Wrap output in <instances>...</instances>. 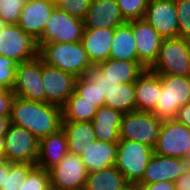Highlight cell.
<instances>
[{
    "instance_id": "obj_42",
    "label": "cell",
    "mask_w": 190,
    "mask_h": 190,
    "mask_svg": "<svg viewBox=\"0 0 190 190\" xmlns=\"http://www.w3.org/2000/svg\"><path fill=\"white\" fill-rule=\"evenodd\" d=\"M175 190H190V172L175 181Z\"/></svg>"
},
{
    "instance_id": "obj_34",
    "label": "cell",
    "mask_w": 190,
    "mask_h": 190,
    "mask_svg": "<svg viewBox=\"0 0 190 190\" xmlns=\"http://www.w3.org/2000/svg\"><path fill=\"white\" fill-rule=\"evenodd\" d=\"M27 0H0V17L7 24H17Z\"/></svg>"
},
{
    "instance_id": "obj_19",
    "label": "cell",
    "mask_w": 190,
    "mask_h": 190,
    "mask_svg": "<svg viewBox=\"0 0 190 190\" xmlns=\"http://www.w3.org/2000/svg\"><path fill=\"white\" fill-rule=\"evenodd\" d=\"M136 110L153 112L160 99L162 84L160 75L146 69L134 83Z\"/></svg>"
},
{
    "instance_id": "obj_35",
    "label": "cell",
    "mask_w": 190,
    "mask_h": 190,
    "mask_svg": "<svg viewBox=\"0 0 190 190\" xmlns=\"http://www.w3.org/2000/svg\"><path fill=\"white\" fill-rule=\"evenodd\" d=\"M92 0H59L56 7L66 13L85 20Z\"/></svg>"
},
{
    "instance_id": "obj_20",
    "label": "cell",
    "mask_w": 190,
    "mask_h": 190,
    "mask_svg": "<svg viewBox=\"0 0 190 190\" xmlns=\"http://www.w3.org/2000/svg\"><path fill=\"white\" fill-rule=\"evenodd\" d=\"M113 28L85 29L82 45L92 66L99 65L110 58Z\"/></svg>"
},
{
    "instance_id": "obj_41",
    "label": "cell",
    "mask_w": 190,
    "mask_h": 190,
    "mask_svg": "<svg viewBox=\"0 0 190 190\" xmlns=\"http://www.w3.org/2000/svg\"><path fill=\"white\" fill-rule=\"evenodd\" d=\"M175 120L190 129V102L179 108Z\"/></svg>"
},
{
    "instance_id": "obj_24",
    "label": "cell",
    "mask_w": 190,
    "mask_h": 190,
    "mask_svg": "<svg viewBox=\"0 0 190 190\" xmlns=\"http://www.w3.org/2000/svg\"><path fill=\"white\" fill-rule=\"evenodd\" d=\"M138 62L145 70L147 69L139 60L135 37L129 22L116 27L111 42L110 58Z\"/></svg>"
},
{
    "instance_id": "obj_3",
    "label": "cell",
    "mask_w": 190,
    "mask_h": 190,
    "mask_svg": "<svg viewBox=\"0 0 190 190\" xmlns=\"http://www.w3.org/2000/svg\"><path fill=\"white\" fill-rule=\"evenodd\" d=\"M149 70L158 75L190 77V39H163L158 57Z\"/></svg>"
},
{
    "instance_id": "obj_27",
    "label": "cell",
    "mask_w": 190,
    "mask_h": 190,
    "mask_svg": "<svg viewBox=\"0 0 190 190\" xmlns=\"http://www.w3.org/2000/svg\"><path fill=\"white\" fill-rule=\"evenodd\" d=\"M129 184L121 171L114 165L88 173L85 190H123Z\"/></svg>"
},
{
    "instance_id": "obj_25",
    "label": "cell",
    "mask_w": 190,
    "mask_h": 190,
    "mask_svg": "<svg viewBox=\"0 0 190 190\" xmlns=\"http://www.w3.org/2000/svg\"><path fill=\"white\" fill-rule=\"evenodd\" d=\"M104 77L115 81L116 84L135 83L145 69L135 61L108 59L96 65Z\"/></svg>"
},
{
    "instance_id": "obj_39",
    "label": "cell",
    "mask_w": 190,
    "mask_h": 190,
    "mask_svg": "<svg viewBox=\"0 0 190 190\" xmlns=\"http://www.w3.org/2000/svg\"><path fill=\"white\" fill-rule=\"evenodd\" d=\"M15 94L0 85V116H9Z\"/></svg>"
},
{
    "instance_id": "obj_13",
    "label": "cell",
    "mask_w": 190,
    "mask_h": 190,
    "mask_svg": "<svg viewBox=\"0 0 190 190\" xmlns=\"http://www.w3.org/2000/svg\"><path fill=\"white\" fill-rule=\"evenodd\" d=\"M143 19L163 39L179 37L175 0H149Z\"/></svg>"
},
{
    "instance_id": "obj_38",
    "label": "cell",
    "mask_w": 190,
    "mask_h": 190,
    "mask_svg": "<svg viewBox=\"0 0 190 190\" xmlns=\"http://www.w3.org/2000/svg\"><path fill=\"white\" fill-rule=\"evenodd\" d=\"M179 37L190 39V0H175Z\"/></svg>"
},
{
    "instance_id": "obj_29",
    "label": "cell",
    "mask_w": 190,
    "mask_h": 190,
    "mask_svg": "<svg viewBox=\"0 0 190 190\" xmlns=\"http://www.w3.org/2000/svg\"><path fill=\"white\" fill-rule=\"evenodd\" d=\"M105 106L119 110L123 114L136 111L134 83L117 84L106 96Z\"/></svg>"
},
{
    "instance_id": "obj_11",
    "label": "cell",
    "mask_w": 190,
    "mask_h": 190,
    "mask_svg": "<svg viewBox=\"0 0 190 190\" xmlns=\"http://www.w3.org/2000/svg\"><path fill=\"white\" fill-rule=\"evenodd\" d=\"M39 140L28 130L11 124L5 135V158L9 163L36 165Z\"/></svg>"
},
{
    "instance_id": "obj_22",
    "label": "cell",
    "mask_w": 190,
    "mask_h": 190,
    "mask_svg": "<svg viewBox=\"0 0 190 190\" xmlns=\"http://www.w3.org/2000/svg\"><path fill=\"white\" fill-rule=\"evenodd\" d=\"M123 113L108 106L97 109L91 121L98 141L117 144Z\"/></svg>"
},
{
    "instance_id": "obj_21",
    "label": "cell",
    "mask_w": 190,
    "mask_h": 190,
    "mask_svg": "<svg viewBox=\"0 0 190 190\" xmlns=\"http://www.w3.org/2000/svg\"><path fill=\"white\" fill-rule=\"evenodd\" d=\"M67 153V138L61 128L57 132L39 139L36 166L48 171L50 168L59 164Z\"/></svg>"
},
{
    "instance_id": "obj_9",
    "label": "cell",
    "mask_w": 190,
    "mask_h": 190,
    "mask_svg": "<svg viewBox=\"0 0 190 190\" xmlns=\"http://www.w3.org/2000/svg\"><path fill=\"white\" fill-rule=\"evenodd\" d=\"M38 49L37 41L17 24H8L0 32V55L18 64L37 57Z\"/></svg>"
},
{
    "instance_id": "obj_2",
    "label": "cell",
    "mask_w": 190,
    "mask_h": 190,
    "mask_svg": "<svg viewBox=\"0 0 190 190\" xmlns=\"http://www.w3.org/2000/svg\"><path fill=\"white\" fill-rule=\"evenodd\" d=\"M38 56L47 65L57 67L76 78L85 76L92 67L82 42L41 43Z\"/></svg>"
},
{
    "instance_id": "obj_26",
    "label": "cell",
    "mask_w": 190,
    "mask_h": 190,
    "mask_svg": "<svg viewBox=\"0 0 190 190\" xmlns=\"http://www.w3.org/2000/svg\"><path fill=\"white\" fill-rule=\"evenodd\" d=\"M68 144V152L81 155V150L96 141L95 131L91 122H62Z\"/></svg>"
},
{
    "instance_id": "obj_6",
    "label": "cell",
    "mask_w": 190,
    "mask_h": 190,
    "mask_svg": "<svg viewBox=\"0 0 190 190\" xmlns=\"http://www.w3.org/2000/svg\"><path fill=\"white\" fill-rule=\"evenodd\" d=\"M163 120L152 112L131 111L123 114L119 131L120 140H132L154 148Z\"/></svg>"
},
{
    "instance_id": "obj_23",
    "label": "cell",
    "mask_w": 190,
    "mask_h": 190,
    "mask_svg": "<svg viewBox=\"0 0 190 190\" xmlns=\"http://www.w3.org/2000/svg\"><path fill=\"white\" fill-rule=\"evenodd\" d=\"M117 144L94 141L81 150V159L88 171L92 173L115 165Z\"/></svg>"
},
{
    "instance_id": "obj_36",
    "label": "cell",
    "mask_w": 190,
    "mask_h": 190,
    "mask_svg": "<svg viewBox=\"0 0 190 190\" xmlns=\"http://www.w3.org/2000/svg\"><path fill=\"white\" fill-rule=\"evenodd\" d=\"M18 63L0 55V85L12 90L15 84Z\"/></svg>"
},
{
    "instance_id": "obj_17",
    "label": "cell",
    "mask_w": 190,
    "mask_h": 190,
    "mask_svg": "<svg viewBox=\"0 0 190 190\" xmlns=\"http://www.w3.org/2000/svg\"><path fill=\"white\" fill-rule=\"evenodd\" d=\"M55 8L56 4L48 0H27L17 25L38 41Z\"/></svg>"
},
{
    "instance_id": "obj_18",
    "label": "cell",
    "mask_w": 190,
    "mask_h": 190,
    "mask_svg": "<svg viewBox=\"0 0 190 190\" xmlns=\"http://www.w3.org/2000/svg\"><path fill=\"white\" fill-rule=\"evenodd\" d=\"M124 23L116 0H92L84 20L85 29H115Z\"/></svg>"
},
{
    "instance_id": "obj_49",
    "label": "cell",
    "mask_w": 190,
    "mask_h": 190,
    "mask_svg": "<svg viewBox=\"0 0 190 190\" xmlns=\"http://www.w3.org/2000/svg\"><path fill=\"white\" fill-rule=\"evenodd\" d=\"M48 1L53 2V3L56 4L59 0H48Z\"/></svg>"
},
{
    "instance_id": "obj_48",
    "label": "cell",
    "mask_w": 190,
    "mask_h": 190,
    "mask_svg": "<svg viewBox=\"0 0 190 190\" xmlns=\"http://www.w3.org/2000/svg\"><path fill=\"white\" fill-rule=\"evenodd\" d=\"M123 190H136L135 185H128L125 189Z\"/></svg>"
},
{
    "instance_id": "obj_44",
    "label": "cell",
    "mask_w": 190,
    "mask_h": 190,
    "mask_svg": "<svg viewBox=\"0 0 190 190\" xmlns=\"http://www.w3.org/2000/svg\"><path fill=\"white\" fill-rule=\"evenodd\" d=\"M9 169V162L6 161H0V187L3 184V181L5 180V174L8 173Z\"/></svg>"
},
{
    "instance_id": "obj_1",
    "label": "cell",
    "mask_w": 190,
    "mask_h": 190,
    "mask_svg": "<svg viewBox=\"0 0 190 190\" xmlns=\"http://www.w3.org/2000/svg\"><path fill=\"white\" fill-rule=\"evenodd\" d=\"M9 118L11 124L28 130L39 140L62 128V107L15 96Z\"/></svg>"
},
{
    "instance_id": "obj_30",
    "label": "cell",
    "mask_w": 190,
    "mask_h": 190,
    "mask_svg": "<svg viewBox=\"0 0 190 190\" xmlns=\"http://www.w3.org/2000/svg\"><path fill=\"white\" fill-rule=\"evenodd\" d=\"M35 166L26 163H9L8 173L5 174L0 190H20L28 173Z\"/></svg>"
},
{
    "instance_id": "obj_37",
    "label": "cell",
    "mask_w": 190,
    "mask_h": 190,
    "mask_svg": "<svg viewBox=\"0 0 190 190\" xmlns=\"http://www.w3.org/2000/svg\"><path fill=\"white\" fill-rule=\"evenodd\" d=\"M92 83L99 88L101 92V100H105L110 91L117 86L115 81L104 77L102 71L97 66H92L85 75Z\"/></svg>"
},
{
    "instance_id": "obj_16",
    "label": "cell",
    "mask_w": 190,
    "mask_h": 190,
    "mask_svg": "<svg viewBox=\"0 0 190 190\" xmlns=\"http://www.w3.org/2000/svg\"><path fill=\"white\" fill-rule=\"evenodd\" d=\"M135 37L138 60L149 69L156 61L163 38L144 19L129 21Z\"/></svg>"
},
{
    "instance_id": "obj_32",
    "label": "cell",
    "mask_w": 190,
    "mask_h": 190,
    "mask_svg": "<svg viewBox=\"0 0 190 190\" xmlns=\"http://www.w3.org/2000/svg\"><path fill=\"white\" fill-rule=\"evenodd\" d=\"M126 22L143 19L149 0H116Z\"/></svg>"
},
{
    "instance_id": "obj_33",
    "label": "cell",
    "mask_w": 190,
    "mask_h": 190,
    "mask_svg": "<svg viewBox=\"0 0 190 190\" xmlns=\"http://www.w3.org/2000/svg\"><path fill=\"white\" fill-rule=\"evenodd\" d=\"M49 184V172L35 166L28 173L20 190H45Z\"/></svg>"
},
{
    "instance_id": "obj_47",
    "label": "cell",
    "mask_w": 190,
    "mask_h": 190,
    "mask_svg": "<svg viewBox=\"0 0 190 190\" xmlns=\"http://www.w3.org/2000/svg\"><path fill=\"white\" fill-rule=\"evenodd\" d=\"M45 190H60V189L49 184Z\"/></svg>"
},
{
    "instance_id": "obj_40",
    "label": "cell",
    "mask_w": 190,
    "mask_h": 190,
    "mask_svg": "<svg viewBox=\"0 0 190 190\" xmlns=\"http://www.w3.org/2000/svg\"><path fill=\"white\" fill-rule=\"evenodd\" d=\"M136 190H175V182L160 181L152 184H137Z\"/></svg>"
},
{
    "instance_id": "obj_31",
    "label": "cell",
    "mask_w": 190,
    "mask_h": 190,
    "mask_svg": "<svg viewBox=\"0 0 190 190\" xmlns=\"http://www.w3.org/2000/svg\"><path fill=\"white\" fill-rule=\"evenodd\" d=\"M74 92L80 96L83 101L92 103L97 109L105 105V100H101V92L86 76L76 79Z\"/></svg>"
},
{
    "instance_id": "obj_5",
    "label": "cell",
    "mask_w": 190,
    "mask_h": 190,
    "mask_svg": "<svg viewBox=\"0 0 190 190\" xmlns=\"http://www.w3.org/2000/svg\"><path fill=\"white\" fill-rule=\"evenodd\" d=\"M162 92L152 112L162 120L175 119L179 108L190 102V77L160 75Z\"/></svg>"
},
{
    "instance_id": "obj_8",
    "label": "cell",
    "mask_w": 190,
    "mask_h": 190,
    "mask_svg": "<svg viewBox=\"0 0 190 190\" xmlns=\"http://www.w3.org/2000/svg\"><path fill=\"white\" fill-rule=\"evenodd\" d=\"M153 151L161 156L190 159V129L175 119L163 120Z\"/></svg>"
},
{
    "instance_id": "obj_28",
    "label": "cell",
    "mask_w": 190,
    "mask_h": 190,
    "mask_svg": "<svg viewBox=\"0 0 190 190\" xmlns=\"http://www.w3.org/2000/svg\"><path fill=\"white\" fill-rule=\"evenodd\" d=\"M96 111L97 108L92 103L83 101L74 92L62 106V122H91Z\"/></svg>"
},
{
    "instance_id": "obj_45",
    "label": "cell",
    "mask_w": 190,
    "mask_h": 190,
    "mask_svg": "<svg viewBox=\"0 0 190 190\" xmlns=\"http://www.w3.org/2000/svg\"><path fill=\"white\" fill-rule=\"evenodd\" d=\"M0 161H6V158H5V139H0Z\"/></svg>"
},
{
    "instance_id": "obj_10",
    "label": "cell",
    "mask_w": 190,
    "mask_h": 190,
    "mask_svg": "<svg viewBox=\"0 0 190 190\" xmlns=\"http://www.w3.org/2000/svg\"><path fill=\"white\" fill-rule=\"evenodd\" d=\"M12 91L15 96L25 100L45 102L42 59L39 56L18 64Z\"/></svg>"
},
{
    "instance_id": "obj_15",
    "label": "cell",
    "mask_w": 190,
    "mask_h": 190,
    "mask_svg": "<svg viewBox=\"0 0 190 190\" xmlns=\"http://www.w3.org/2000/svg\"><path fill=\"white\" fill-rule=\"evenodd\" d=\"M190 159L166 157L153 153L139 184L160 181L175 182L181 175L189 174Z\"/></svg>"
},
{
    "instance_id": "obj_43",
    "label": "cell",
    "mask_w": 190,
    "mask_h": 190,
    "mask_svg": "<svg viewBox=\"0 0 190 190\" xmlns=\"http://www.w3.org/2000/svg\"><path fill=\"white\" fill-rule=\"evenodd\" d=\"M11 125L9 116H0V139H5L7 130Z\"/></svg>"
},
{
    "instance_id": "obj_12",
    "label": "cell",
    "mask_w": 190,
    "mask_h": 190,
    "mask_svg": "<svg viewBox=\"0 0 190 190\" xmlns=\"http://www.w3.org/2000/svg\"><path fill=\"white\" fill-rule=\"evenodd\" d=\"M48 172L50 184L60 190H83L86 186L88 171L79 155L68 152Z\"/></svg>"
},
{
    "instance_id": "obj_14",
    "label": "cell",
    "mask_w": 190,
    "mask_h": 190,
    "mask_svg": "<svg viewBox=\"0 0 190 190\" xmlns=\"http://www.w3.org/2000/svg\"><path fill=\"white\" fill-rule=\"evenodd\" d=\"M76 77L42 60V82L45 102L62 107L74 93Z\"/></svg>"
},
{
    "instance_id": "obj_46",
    "label": "cell",
    "mask_w": 190,
    "mask_h": 190,
    "mask_svg": "<svg viewBox=\"0 0 190 190\" xmlns=\"http://www.w3.org/2000/svg\"><path fill=\"white\" fill-rule=\"evenodd\" d=\"M8 24L0 17V32L5 29Z\"/></svg>"
},
{
    "instance_id": "obj_7",
    "label": "cell",
    "mask_w": 190,
    "mask_h": 190,
    "mask_svg": "<svg viewBox=\"0 0 190 190\" xmlns=\"http://www.w3.org/2000/svg\"><path fill=\"white\" fill-rule=\"evenodd\" d=\"M84 30L85 25L83 20L56 7L45 24L43 34L37 41V45L53 42H80Z\"/></svg>"
},
{
    "instance_id": "obj_4",
    "label": "cell",
    "mask_w": 190,
    "mask_h": 190,
    "mask_svg": "<svg viewBox=\"0 0 190 190\" xmlns=\"http://www.w3.org/2000/svg\"><path fill=\"white\" fill-rule=\"evenodd\" d=\"M153 153V148L148 145L132 140H119L115 166L129 185H137L141 182Z\"/></svg>"
}]
</instances>
